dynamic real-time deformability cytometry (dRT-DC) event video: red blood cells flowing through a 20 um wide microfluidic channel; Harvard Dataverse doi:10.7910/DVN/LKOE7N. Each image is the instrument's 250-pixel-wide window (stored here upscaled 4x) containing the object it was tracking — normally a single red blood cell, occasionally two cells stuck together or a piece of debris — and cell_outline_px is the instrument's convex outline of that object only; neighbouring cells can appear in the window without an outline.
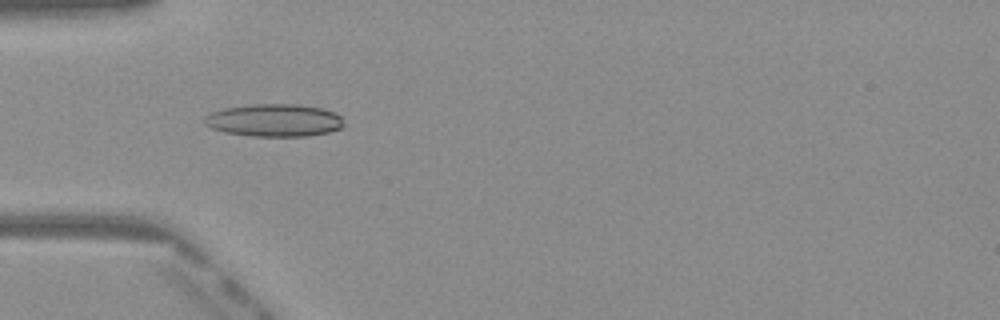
{"species": "Egyptian fruit bat (a non-hibernating species)", "species_latin": "Rousettus aegyptiacus", "temperature_condition": "warm", "stored_images_in_passage": 50, "camera_frame_rate_fps": 3000, "um_per_image_px": 0.085, "frame": {"image": 1, "passage_image": 16, "time_ms": 5.0, "image_size_px": [1000, 320], "cell_outline_px": [[344, 124], [340, 128], [328, 132], [308, 136], [252, 136], [224, 132], [212, 128], [204, 124], [204, 116], [212, 112], [224, 108], [256, 104], [300, 104], [324, 108], [340, 116]], "centroid_in_image_um": [23.3, 10.22], "position_along_channel_um": 61.7, "area_um2": 26.47}}
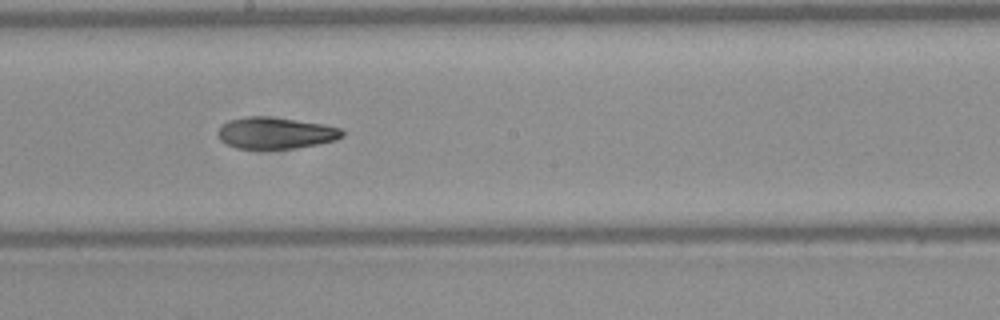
{"frame": {"image": 2, "passage_image": 28, "time_ms": 9.0, "image_size_px": [1000, 320], "cell_outline_px": [[344, 136], [336, 140], [316, 144], [292, 148], [236, 148], [220, 140], [220, 128], [228, 120], [244, 116], [268, 116], [324, 124], [340, 128], [344, 132]], "centroid_in_image_um": [23.45, 11.29], "position_along_channel_um": 224.7, "area_um2": 22.54}}
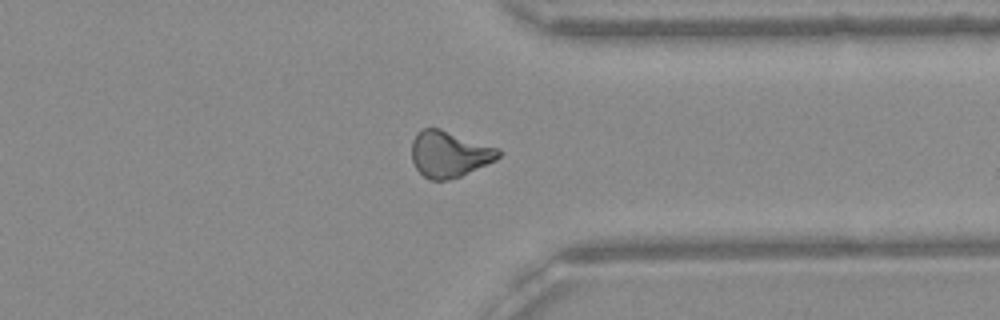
{"frame": {"image": 3, "passage_image": 39, "time_ms": 12.667, "image_size_px": [1000, 320], "cell_outline_px": [[500, 156], [496, 160], [460, 176], [448, 180], [428, 180], [416, 168], [412, 160], [412, 140], [416, 132], [424, 128], [440, 128], [500, 148]], "centroid_in_image_um": [38.18, 13.08], "position_along_channel_um": 373.2, "area_um2": 23.47}, "authors_computed_cell_mechanics": {"area_um2": 23.409, "velocity_mm_per_s": 4.113, "shape_relaxation_time_tau1_ms": null, "shape_relaxation_time_tau2_ms": 7.1669, "deformation_change_tau1": null, "deformation_change_tau2": 0.187}}